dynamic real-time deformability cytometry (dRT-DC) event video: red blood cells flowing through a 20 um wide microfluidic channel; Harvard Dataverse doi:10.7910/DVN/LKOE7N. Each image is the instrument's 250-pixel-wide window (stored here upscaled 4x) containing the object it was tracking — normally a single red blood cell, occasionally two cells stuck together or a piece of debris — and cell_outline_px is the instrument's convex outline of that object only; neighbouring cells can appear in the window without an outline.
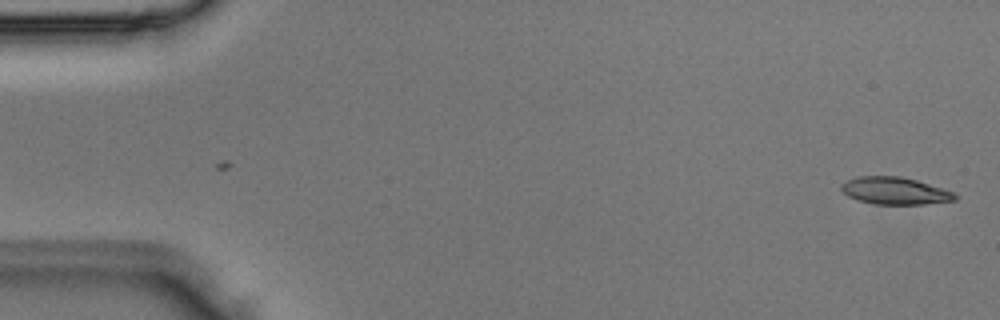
{"species": "Egyptian fruit bat (a non-hibernating species)", "species_latin": "Rousettus aegyptiacus", "temperature_condition": "room temperature", "stored_images_in_passage": 4, "camera_frame_rate_fps": 3000, "um_per_image_px": 0.085, "animal": {"sex": "male"}, "frame": {"image": 1, "passage_image": 4, "time_ms": 1.0, "image_size_px": [1000, 320], "cell_outline_px": [[960, 196], [956, 200], [924, 204], [876, 204], [856, 200], [848, 196], [840, 188], [840, 184], [856, 176], [900, 176], [916, 180], [956, 192]], "centroid_in_image_um": [76.09, 16.22], "position_along_channel_um": 8.9, "area_um2": 18.21}}